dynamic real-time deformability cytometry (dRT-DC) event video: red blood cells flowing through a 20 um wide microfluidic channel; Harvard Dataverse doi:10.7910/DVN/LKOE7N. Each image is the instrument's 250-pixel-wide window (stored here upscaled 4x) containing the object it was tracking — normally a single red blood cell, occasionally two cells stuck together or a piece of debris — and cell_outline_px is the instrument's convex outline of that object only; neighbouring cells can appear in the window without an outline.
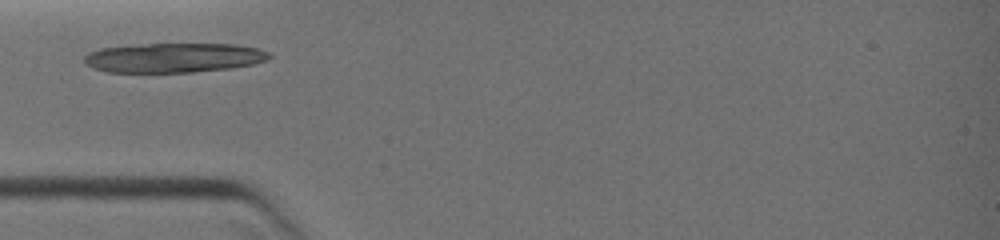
{"species": "common noctule bat (a hibernating species)", "species_latin": "Nyctalus noctula", "temperature_condition": "warm", "stored_images_in_passage": 6, "camera_frame_rate_fps": 3000, "um_per_image_px": 0.085, "animal": {"sex": "female", "body_mass_g": 19.0, "forearm_length_mm": 51.5}, "frame": {"image": 1, "passage_image": 1, "time_ms": 0.0, "image_size_px": [1000, 240], "cell_outline_px": [[272, 56], [268, 60], [252, 64], [232, 68], [192, 72], [108, 72], [92, 68], [84, 64], [84, 56], [88, 52], [100, 48], [144, 44], [232, 44], [256, 48], [268, 52]], "centroid_in_image_um": [14.74, 4.91], "position_along_channel_um": 70.3, "area_um2": 31.85}}
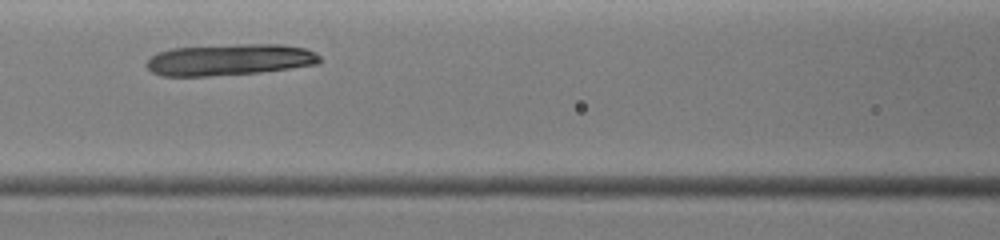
{"frame": {"image": 2, "passage_image": 4, "time_ms": 1.667, "image_size_px": [1000, 240], "cell_outline_px": [[320, 64], [256, 72], [208, 76], [160, 76], [152, 72], [144, 64], [156, 52], [172, 48], [240, 44], [280, 44], [304, 48], [316, 52], [320, 56]], "centroid_in_image_um": [19.49, 5.07], "position_along_channel_um": 147.1, "area_um2": 31.67}}
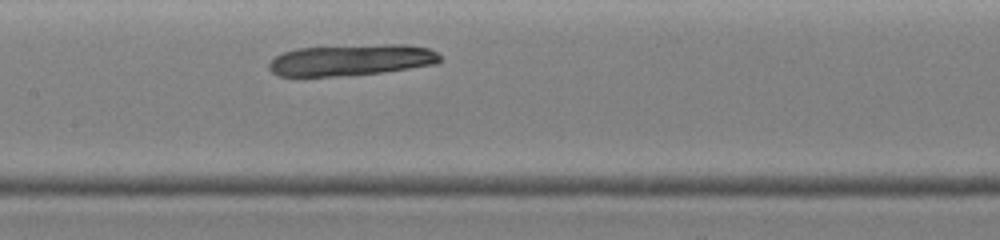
{"frame": {"image": 3, "passage_image": 6, "time_ms": 2.333, "image_size_px": [1000, 240], "cell_outline_px": [[440, 60], [436, 64], [384, 72], [336, 76], [276, 76], [268, 68], [268, 64], [276, 56], [284, 52], [296, 48], [380, 44], [408, 44], [428, 48], [436, 52], [440, 56]], "centroid_in_image_um": [29.85, 5.09], "position_along_channel_um": 177.5, "area_um2": 31.27}}